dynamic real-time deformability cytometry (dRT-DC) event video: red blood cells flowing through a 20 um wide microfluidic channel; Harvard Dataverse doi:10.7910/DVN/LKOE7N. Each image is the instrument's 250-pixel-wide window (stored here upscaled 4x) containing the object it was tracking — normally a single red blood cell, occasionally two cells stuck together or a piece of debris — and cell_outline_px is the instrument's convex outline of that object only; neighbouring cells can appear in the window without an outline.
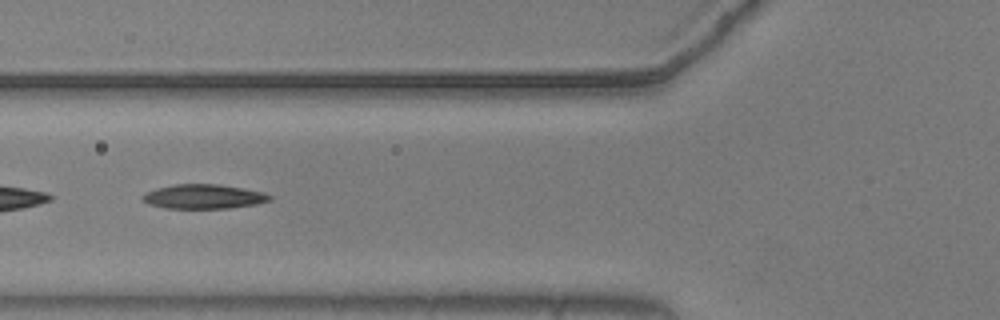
{"species": "common noctule bat (a hibernating species)", "species_latin": "Nyctalus noctula", "temperature_condition": "warm", "stored_images_in_passage": 18, "camera_frame_rate_fps": 3000, "um_per_image_px": 0.085, "animal": {"sex": "male", "body_mass_g": 20.5, "forearm_length_mm": 52.5}, "frame": {"image": 1, "passage_image": 8, "time_ms": 2.333, "image_size_px": [1000, 320], "cell_outline_px": [[272, 200], [256, 204], [228, 208], [164, 208], [148, 204], [140, 196], [144, 192], [156, 188], [176, 184], [220, 184], [244, 188], [264, 192], [272, 196]], "centroid_in_image_um": [17.3, 16.7], "position_along_channel_um": 108.5, "area_um2": 18.21}}
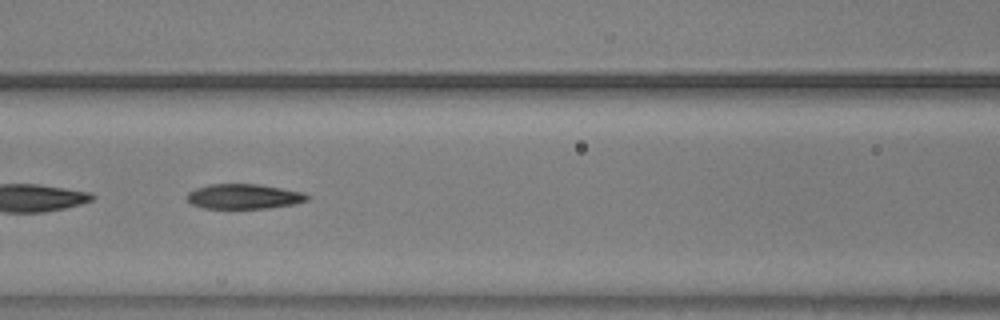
{"frame": {"image": 2, "passage_image": 11, "time_ms": 3.333, "image_size_px": [1000, 320], "cell_outline_px": [[308, 200], [292, 204], [268, 208], [204, 208], [192, 204], [188, 200], [188, 192], [196, 188], [208, 184], [256, 184], [304, 192], [308, 196]], "centroid_in_image_um": [20.71, 16.69], "position_along_channel_um": 145.9, "area_um2": 17.22}}